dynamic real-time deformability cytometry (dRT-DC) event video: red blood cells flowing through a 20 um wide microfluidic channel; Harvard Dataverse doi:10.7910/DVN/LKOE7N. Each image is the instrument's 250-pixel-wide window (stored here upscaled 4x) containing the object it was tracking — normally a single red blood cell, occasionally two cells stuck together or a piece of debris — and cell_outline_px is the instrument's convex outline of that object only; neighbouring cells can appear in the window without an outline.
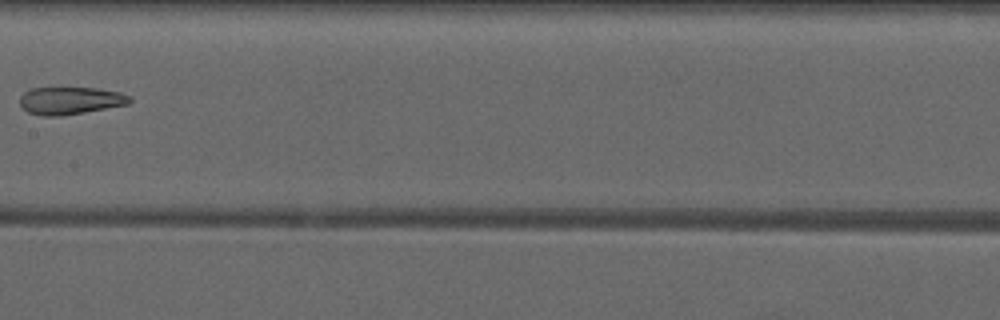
{"species": "common noctule bat (a hibernating species)", "species_latin": "Nyctalus noctula", "temperature_condition": "warm", "stored_images_in_passage": 7, "camera_frame_rate_fps": 3000, "um_per_image_px": 0.085, "animal": {"sex": "male", "forearm_length_mm": 52.5}, "frame": {"image": 1, "passage_image": 7, "time_ms": 7.667, "image_size_px": [1000, 320], "cell_outline_px": [[132, 100], [128, 104], [84, 112], [60, 116], [44, 116], [28, 112], [20, 104], [20, 96], [24, 92], [32, 88], [96, 88], [120, 92], [128, 96]], "centroid_in_image_um": [5.96, 8.55], "position_along_channel_um": 201.4, "area_um2": 17.4}}